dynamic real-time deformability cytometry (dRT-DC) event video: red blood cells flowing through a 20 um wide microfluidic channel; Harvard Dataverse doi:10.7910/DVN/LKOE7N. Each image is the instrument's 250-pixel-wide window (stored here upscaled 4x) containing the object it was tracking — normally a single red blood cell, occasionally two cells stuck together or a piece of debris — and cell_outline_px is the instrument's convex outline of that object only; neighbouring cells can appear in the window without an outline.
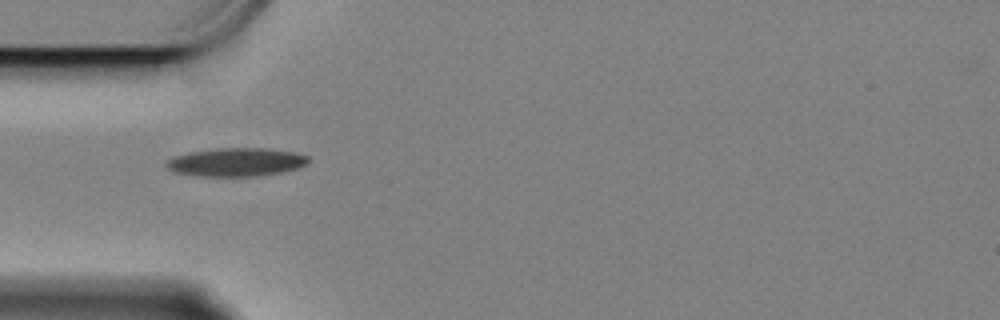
{"species": "Egyptian fruit bat (a non-hibernating species)", "species_latin": "Rousettus aegyptiacus", "temperature_condition": "cold", "stored_images_in_passage": 18, "camera_frame_rate_fps": 3000, "um_per_image_px": 0.085, "animal": {"sex": "female"}, "frame": {"image": 1, "passage_image": 1, "time_ms": 0.0, "image_size_px": [1000, 320], "cell_outline_px": [[312, 160], [308, 164], [296, 168], [280, 172], [252, 176], [204, 176], [176, 172], [168, 168], [164, 164], [168, 160], [176, 156], [188, 152], [216, 148], [268, 148], [296, 152], [308, 156]], "centroid_in_image_um": [20.12, 13.76], "position_along_channel_um": 64.9, "area_um2": 23.41}}
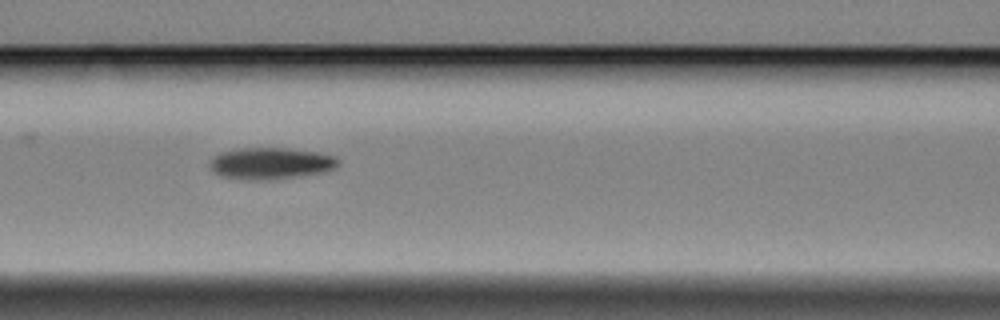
{"frame": {"image": 2, "passage_image": 8, "time_ms": 2.333, "image_size_px": [1000, 320], "cell_outline_px": [[340, 160], [336, 168], [324, 172], [292, 176], [224, 176], [216, 172], [212, 168], [212, 160], [220, 152], [240, 148], [288, 148], [316, 152], [336, 156]], "centroid_in_image_um": [23.14, 13.8], "position_along_channel_um": 143.5, "area_um2": 21.96}}
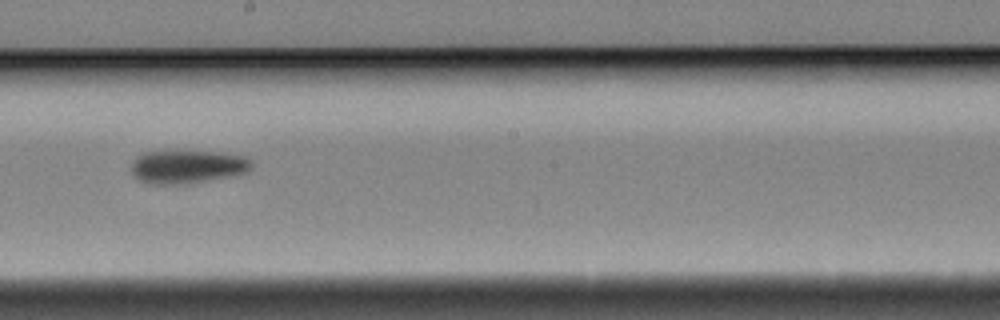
{"frame": {"image": 3, "passage_image": 16, "time_ms": 5.0, "image_size_px": [1000, 320], "cell_outline_px": [[252, 168], [244, 172], [204, 180], [164, 184], [152, 184], [140, 180], [132, 172], [132, 160], [136, 156], [144, 152], [220, 152], [244, 156], [252, 160]], "centroid_in_image_um": [15.9, 14.14], "position_along_channel_um": 232.3, "area_um2": 22.43}}